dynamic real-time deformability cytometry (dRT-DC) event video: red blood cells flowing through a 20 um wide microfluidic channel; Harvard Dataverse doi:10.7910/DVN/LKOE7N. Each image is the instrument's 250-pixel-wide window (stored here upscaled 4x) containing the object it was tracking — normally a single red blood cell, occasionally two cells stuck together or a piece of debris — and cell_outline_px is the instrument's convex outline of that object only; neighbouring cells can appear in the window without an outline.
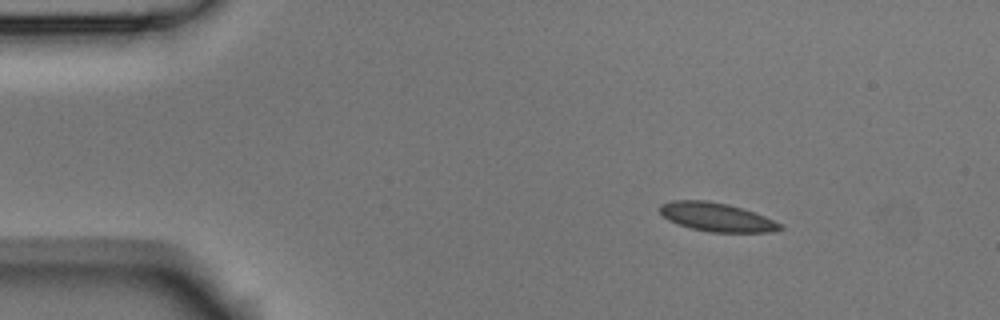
{"species": "Egyptian fruit bat (a non-hibernating species)", "species_latin": "Rousettus aegyptiacus", "temperature_condition": "room temperature", "stored_images_in_passage": 3, "camera_frame_rate_fps": 3000, "um_per_image_px": 0.085, "animal": {"sex": "male"}, "frame": {"image": 1, "passage_image": 1, "time_ms": 0.0, "image_size_px": [1000, 320], "cell_outline_px": [[784, 228], [772, 232], [708, 232], [692, 228], [668, 220], [660, 212], [660, 204], [672, 200], [708, 200], [728, 204], [744, 208], [784, 224]], "centroid_in_image_um": [60.95, 18.45], "position_along_channel_um": 24.0, "area_um2": 20.17}}
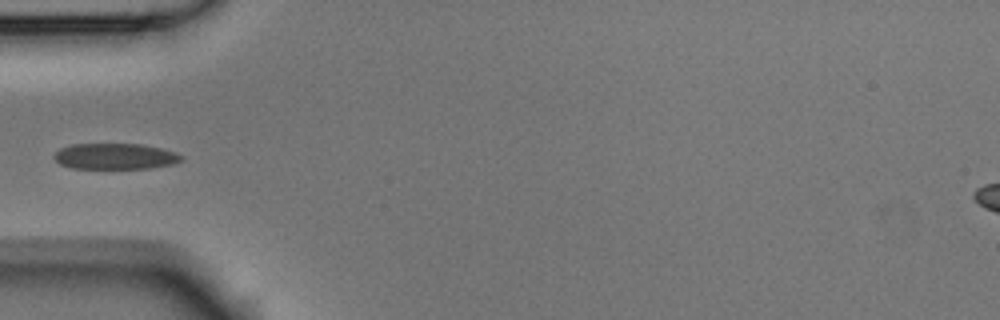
{"frame": {"image": 2, "passage_image": 3, "time_ms": 0.667, "image_size_px": [1000, 320], "cell_outline_px": [[184, 160], [176, 164], [152, 168], [72, 168], [60, 164], [52, 156], [60, 148], [72, 144], [140, 144], [160, 148], [176, 152], [184, 156]], "centroid_in_image_um": [9.84, 13.29], "position_along_channel_um": 75.2, "area_um2": 19.36}}